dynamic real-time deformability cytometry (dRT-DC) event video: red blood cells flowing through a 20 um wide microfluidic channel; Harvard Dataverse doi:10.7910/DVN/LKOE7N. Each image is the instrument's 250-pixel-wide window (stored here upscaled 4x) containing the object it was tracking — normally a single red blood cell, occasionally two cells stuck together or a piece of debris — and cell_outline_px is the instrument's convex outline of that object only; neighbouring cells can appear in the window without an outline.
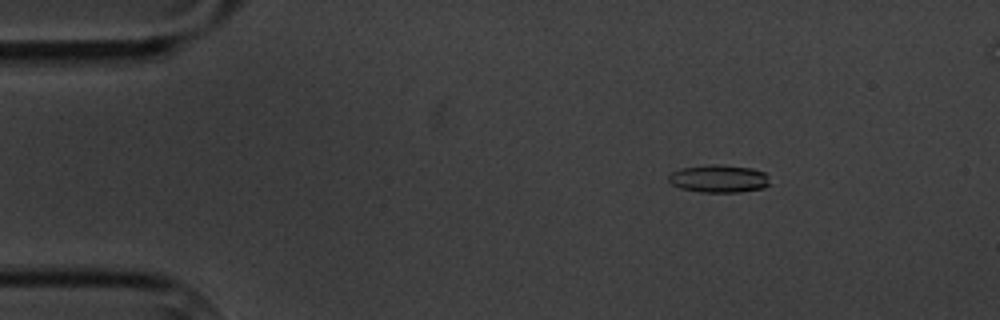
{"species": "common noctule bat (a hibernating species)", "species_latin": "Nyctalus noctula", "temperature_condition": "cold", "stored_images_in_passage": 6, "camera_frame_rate_fps": 3000, "um_per_image_px": 0.085, "animal": {"sex": "male", "body_mass_g": 20.1, "forearm_length_mm": 53.5}, "frame": {"image": 1, "passage_image": 3, "time_ms": 2.333, "image_size_px": [1000, 320], "cell_outline_px": [[768, 184], [764, 188], [740, 192], [700, 192], [680, 188], [672, 184], [668, 180], [668, 176], [672, 172], [680, 168], [752, 168], [764, 172], [768, 176]], "centroid_in_image_um": [61.11, 15.26], "position_along_channel_um": 23.9, "area_um2": 15.26}}